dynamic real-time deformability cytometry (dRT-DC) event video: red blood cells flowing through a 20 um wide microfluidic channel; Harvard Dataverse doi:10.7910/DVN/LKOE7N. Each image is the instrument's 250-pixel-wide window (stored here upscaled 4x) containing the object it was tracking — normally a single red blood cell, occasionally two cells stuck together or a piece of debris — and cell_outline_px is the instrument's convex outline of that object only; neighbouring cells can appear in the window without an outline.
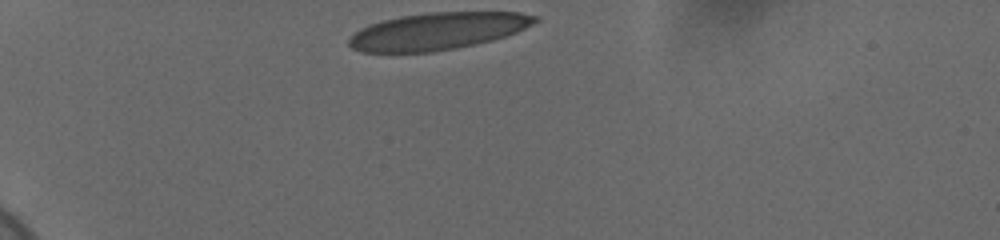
{"species": "human", "species_latin": "Homo sapiens", "temperature_condition": "cold", "stored_images_in_passage": 34, "camera_frame_rate_fps": 3000, "um_per_image_px": 0.085, "donor": {"sex": "female"}, "frame": {"image": 1, "passage_image": 1, "time_ms": 0.0, "image_size_px": [1000, 240], "cell_outline_px": [[540, 20], [516, 32], [492, 40], [456, 48], [432, 52], [360, 52], [352, 48], [348, 44], [348, 40], [360, 28], [384, 20], [400, 16], [428, 12], [520, 12], [540, 16]], "centroid_in_image_um": [37.22, 2.64], "position_along_channel_um": 47.8, "area_um2": 40.11}}
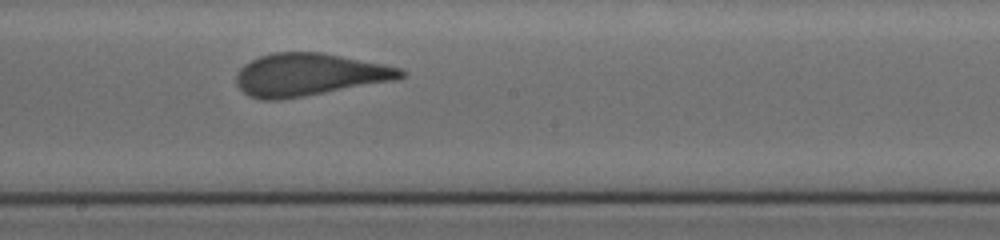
{"frame": {"image": 2, "passage_image": 19, "time_ms": 6.0, "image_size_px": [1000, 240], "cell_outline_px": [[408, 72], [400, 80], [280, 100], [260, 100], [248, 96], [236, 84], [236, 76], [240, 68], [244, 64], [260, 56], [272, 52], [320, 52], [384, 64], [400, 68]], "centroid_in_image_um": [26.3, 6.35], "position_along_channel_um": 221.9, "area_um2": 41.04}}
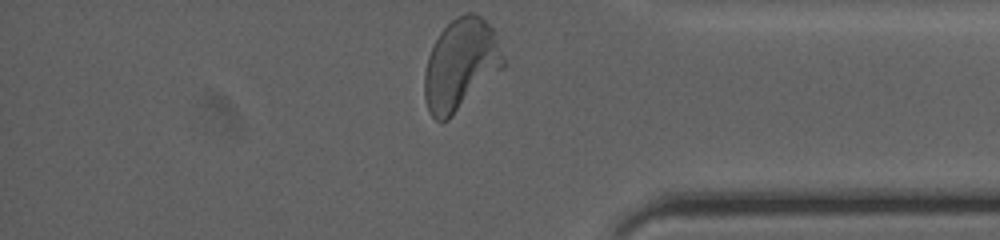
{"frame": {"image": 3, "passage_image": 34, "time_ms": 11.0, "image_size_px": [1000, 240], "cell_outline_px": [[504, 68], [448, 120], [436, 120], [428, 112], [424, 96], [424, 72], [428, 56], [440, 32], [452, 20], [468, 12], [472, 12], [480, 16], [496, 32], [504, 60]], "centroid_in_image_um": [39.16, 5.51], "position_along_channel_um": 396.0, "area_um2": 41.79}, "authors_computed_cell_mechanics": {"area_um2": 40.8357, "velocity_mm_per_s": 3.6635, "shape_relaxation_time_tau1_ms": 4.4582, "shape_relaxation_time_tau2_ms": null, "deformation_change_tau1": 0.1813, "deformation_change_tau2": null}}